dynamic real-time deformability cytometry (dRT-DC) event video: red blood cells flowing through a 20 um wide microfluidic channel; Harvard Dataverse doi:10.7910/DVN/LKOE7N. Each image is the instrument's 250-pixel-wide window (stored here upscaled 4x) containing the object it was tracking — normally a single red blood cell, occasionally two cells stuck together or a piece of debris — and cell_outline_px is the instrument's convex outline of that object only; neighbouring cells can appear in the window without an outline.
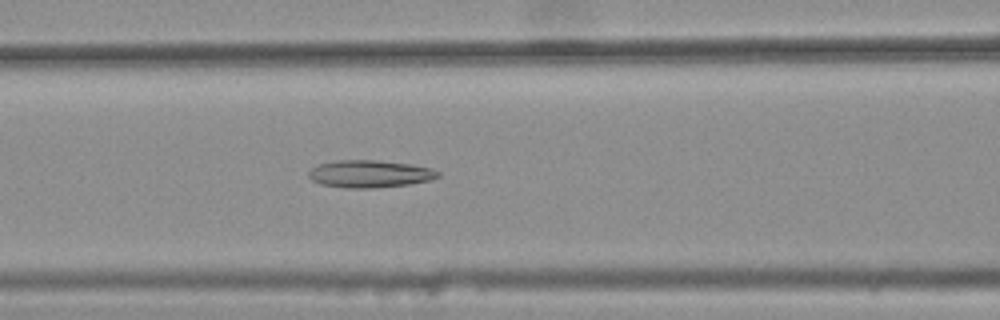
{"species": "common noctule bat (a hibernating species)", "species_latin": "Nyctalus noctula", "temperature_condition": "warm", "stored_images_in_passage": 43, "camera_frame_rate_fps": 3000, "um_per_image_px": 0.085, "animal": {"sex": "female", "body_mass_g": 25.1}, "frame": {"image": 1, "passage_image": 21, "time_ms": 6.667, "image_size_px": [1000, 320], "cell_outline_px": [[440, 176], [432, 180], [408, 184], [372, 188], [344, 188], [320, 184], [312, 180], [308, 176], [308, 172], [316, 164], [336, 160], [376, 160], [408, 164], [432, 168], [440, 172]], "centroid_in_image_um": [31.4, 14.78], "position_along_channel_um": 135.2, "area_um2": 20.75}}
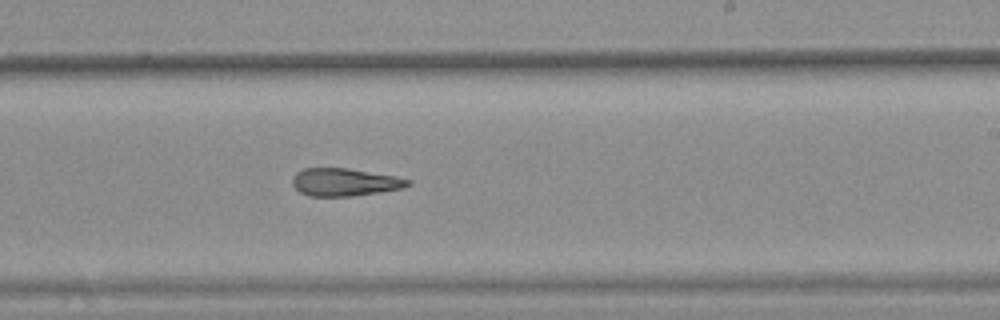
{"frame": {"image": 2, "passage_image": 31, "time_ms": 10.0, "image_size_px": [1000, 320], "cell_outline_px": [[412, 184], [404, 188], [380, 192], [352, 196], [308, 196], [300, 192], [292, 184], [292, 176], [296, 172], [304, 168], [348, 168], [396, 176], [412, 180]], "centroid_in_image_um": [29.31, 15.48], "position_along_channel_um": 259.7, "area_um2": 18.84}}
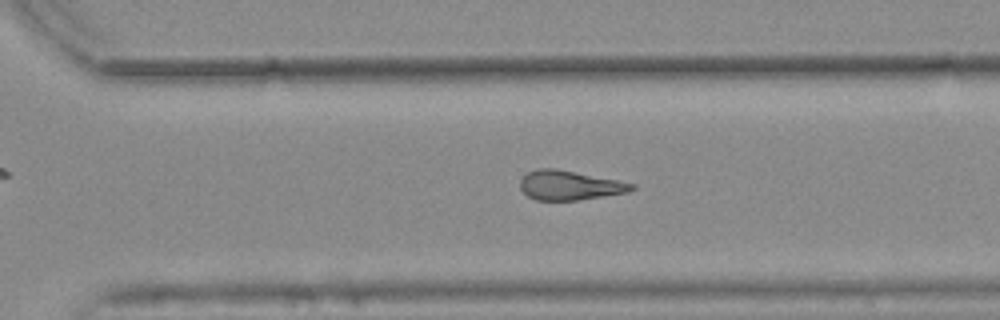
{"frame": {"image": 3, "passage_image": 36, "time_ms": 11.667, "image_size_px": [1000, 320], "cell_outline_px": [[636, 188], [624, 192], [576, 200], [536, 200], [528, 196], [520, 188], [520, 180], [528, 172], [536, 168], [556, 168], [636, 184]], "centroid_in_image_um": [48.36, 15.74], "position_along_channel_um": 322.2, "area_um2": 18.79}, "authors_computed_cell_mechanics": {"area_um2": 20.2878, "velocity_mm_per_s": 3.7518, "shape_relaxation_time_tau1_ms": null, "shape_relaxation_time_tau2_ms": 9.1772, "deformation_change_tau1": null, "deformation_change_tau2": 0.2573}}